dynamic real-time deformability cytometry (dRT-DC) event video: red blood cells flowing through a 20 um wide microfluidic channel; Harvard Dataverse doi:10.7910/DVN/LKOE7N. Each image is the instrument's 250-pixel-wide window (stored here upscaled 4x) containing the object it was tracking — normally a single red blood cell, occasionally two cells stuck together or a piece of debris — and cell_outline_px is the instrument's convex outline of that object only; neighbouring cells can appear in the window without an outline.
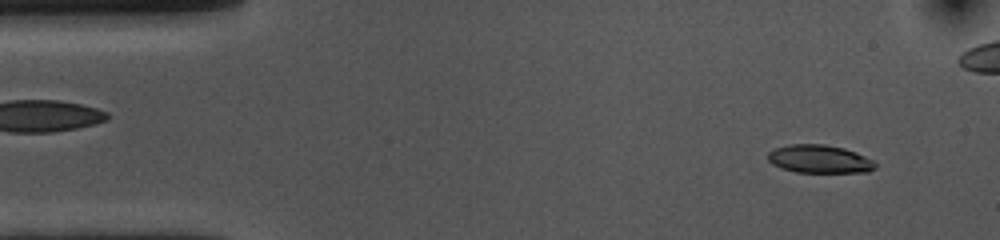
{"species": "common noctule bat (a hibernating species)", "species_latin": "Nyctalus noctula", "temperature_condition": "cold", "stored_images_in_passage": 49, "camera_frame_rate_fps": 3000, "um_per_image_px": 0.085, "animal": {"sex": "female", "body_mass_g": 10.0, "forearm_length_mm": 53.1}, "frame": {"image": 1, "passage_image": 4, "time_ms": 1.0, "image_size_px": [1000, 240], "cell_outline_px": [[876, 168], [868, 172], [796, 172], [772, 164], [768, 160], [768, 152], [776, 148], [788, 144], [824, 144], [844, 148], [856, 152], [872, 160], [876, 164]], "centroid_in_image_um": [69.66, 13.51], "position_along_channel_um": 15.3, "area_um2": 17.51}}
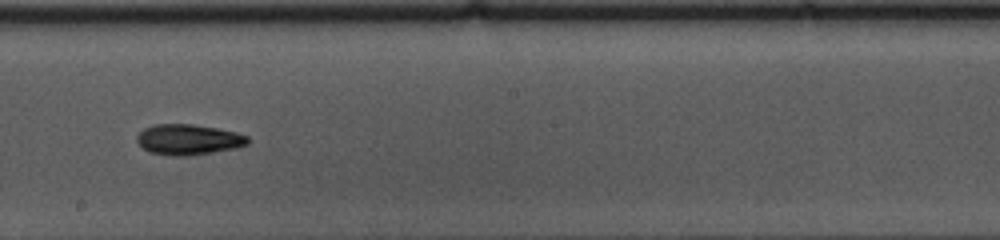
{"frame": {"image": 2, "passage_image": 29, "time_ms": 9.333, "image_size_px": [1000, 240], "cell_outline_px": [[248, 144], [240, 148], [188, 156], [172, 156], [148, 152], [136, 140], [136, 136], [144, 128], [152, 124], [192, 124], [216, 128], [236, 132], [248, 136]], "centroid_in_image_um": [16.02, 11.87], "position_along_channel_um": 232.2, "area_um2": 19.94}}
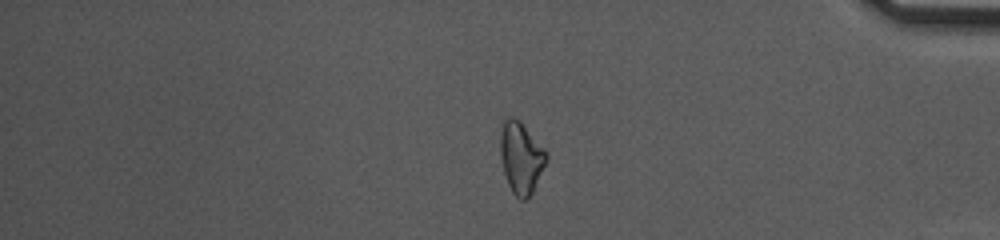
{"frame": {"image": 3, "passage_image": 45, "time_ms": 14.667, "image_size_px": [1000, 240], "cell_outline_px": [[548, 160], [528, 200], [520, 200], [512, 192], [508, 184], [504, 172], [500, 156], [500, 136], [504, 120], [508, 116], [512, 116], [520, 120], [548, 152]], "centroid_in_image_um": [44.3, 13.39], "position_along_channel_um": 390.9, "area_um2": 19.42}}